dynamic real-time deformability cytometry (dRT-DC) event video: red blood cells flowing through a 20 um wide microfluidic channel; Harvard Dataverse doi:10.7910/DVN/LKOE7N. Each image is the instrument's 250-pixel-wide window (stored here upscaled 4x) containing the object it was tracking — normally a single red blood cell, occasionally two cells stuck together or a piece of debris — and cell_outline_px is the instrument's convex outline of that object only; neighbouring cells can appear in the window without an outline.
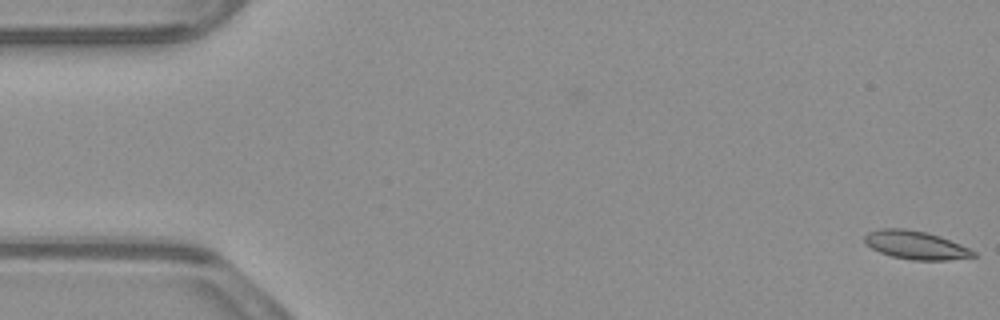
{"species": "common noctule bat (a hibernating species)", "species_latin": "Nyctalus noctula", "temperature_condition": "warm", "stored_images_in_passage": 53, "camera_frame_rate_fps": 3000, "um_per_image_px": 0.085, "animal": {"sex": "male", "body_mass_g": 23.1, "forearm_length_mm": 52.7}, "frame": {"image": 1, "passage_image": 1, "time_ms": 0.0, "image_size_px": [1000, 320], "cell_outline_px": [[976, 256], [948, 260], [912, 260], [892, 256], [880, 252], [872, 248], [864, 240], [864, 236], [868, 232], [880, 228], [904, 228], [924, 232], [940, 236], [960, 244], [976, 252]], "centroid_in_image_um": [77.83, 20.83], "position_along_channel_um": 7.2, "area_um2": 17.8}}
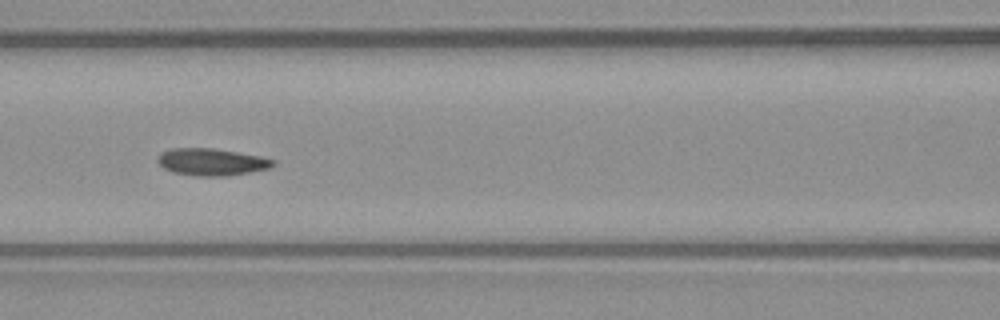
{"frame": {"image": 2, "passage_image": 23, "time_ms": 7.333, "image_size_px": [1000, 320], "cell_outline_px": [[276, 164], [268, 168], [248, 172], [224, 176], [200, 176], [172, 172], [164, 168], [156, 160], [156, 156], [160, 152], [172, 148], [212, 148], [260, 156], [276, 160]], "centroid_in_image_um": [17.94, 13.76], "position_along_channel_um": 148.7, "area_um2": 18.15}}
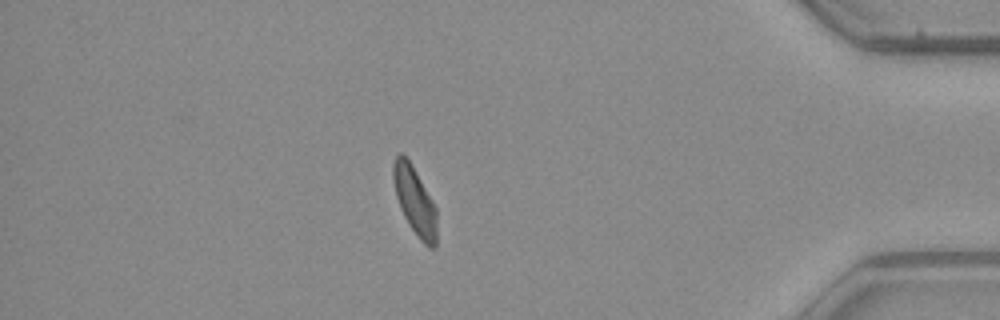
{"frame": {"image": 3, "passage_image": 46, "time_ms": 15.0, "image_size_px": [1000, 320], "cell_outline_px": [[436, 248], [428, 248], [420, 240], [408, 224], [400, 208], [396, 196], [392, 176], [392, 164], [396, 156], [400, 152], [408, 160], [432, 200], [436, 208]], "centroid_in_image_um": [35.24, 17.12], "position_along_channel_um": 400.0, "area_um2": 17.05}, "authors_computed_cell_mechanics": {"area_um2": 18.0336, "velocity_mm_per_s": 3.867, "shape_relaxation_time_tau1_ms": 5.6296, "shape_relaxation_time_tau2_ms": 1.5761, "deformation_change_tau1": 0.1362, "deformation_change_tau2": 0.0667}}